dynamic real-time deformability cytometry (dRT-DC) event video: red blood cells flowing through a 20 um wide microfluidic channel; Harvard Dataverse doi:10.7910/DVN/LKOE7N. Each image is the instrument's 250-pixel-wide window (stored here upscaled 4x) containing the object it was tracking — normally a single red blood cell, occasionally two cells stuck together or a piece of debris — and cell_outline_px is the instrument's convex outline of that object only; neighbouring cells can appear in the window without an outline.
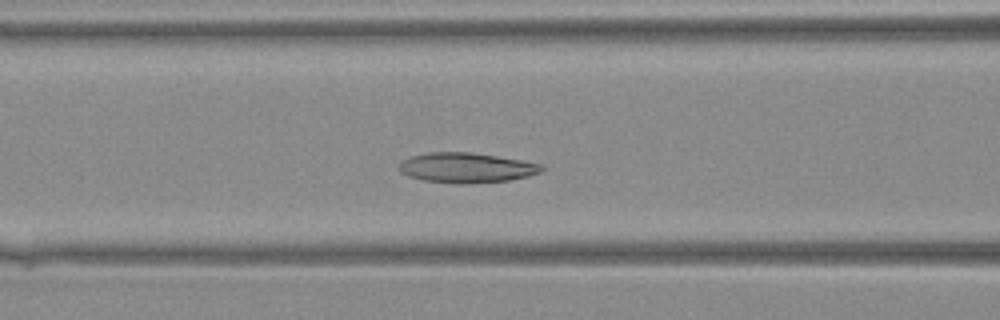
{"species": "Egyptian fruit bat (a non-hibernating species)", "species_latin": "Rousettus aegyptiacus", "temperature_condition": "warm", "stored_images_in_passage": 39, "camera_frame_rate_fps": 3000, "um_per_image_px": 0.085, "animal": {"sex": "female"}, "frame": {"image": 1, "passage_image": 14, "time_ms": 4.333, "image_size_px": [1000, 320], "cell_outline_px": [[544, 168], [540, 172], [528, 176], [508, 180], [468, 184], [456, 184], [424, 180], [408, 176], [400, 172], [400, 160], [412, 156], [428, 152], [472, 152], [544, 164]], "centroid_in_image_um": [39.63, 14.26], "position_along_channel_um": 127.0, "area_um2": 24.97}}
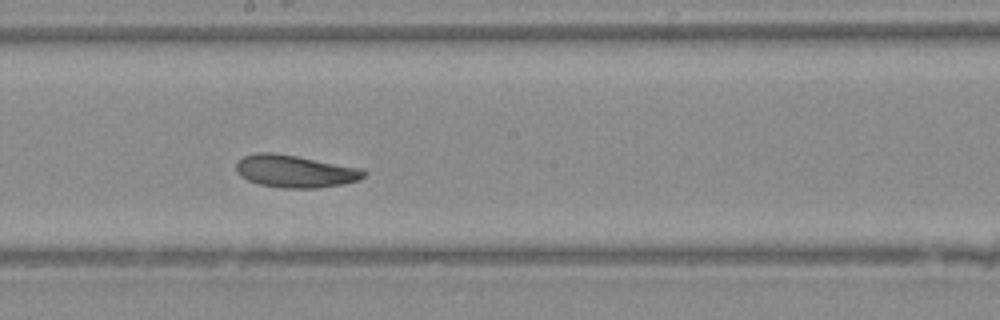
{"frame": {"image": 2, "passage_image": 20, "time_ms": 6.333, "image_size_px": [1000, 320], "cell_outline_px": [[368, 172], [360, 180], [344, 184], [316, 188], [284, 188], [260, 184], [248, 180], [240, 176], [236, 172], [236, 164], [244, 156], [256, 152], [272, 152], [296, 156], [364, 168]], "centroid_in_image_um": [25.12, 14.55], "position_along_channel_um": 223.1, "area_um2": 24.28}}
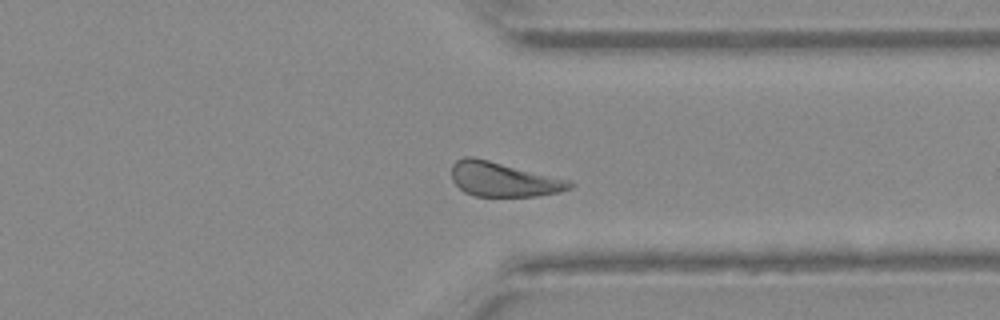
{"frame": {"image": 3, "passage_image": 29, "time_ms": 9.333, "image_size_px": [1000, 320], "cell_outline_px": [[572, 188], [560, 192], [536, 196], [476, 196], [464, 192], [452, 180], [452, 164], [456, 160], [464, 156], [472, 156], [572, 180]], "centroid_in_image_um": [42.8, 15.24], "position_along_channel_um": 368.6, "area_um2": 23.81}}